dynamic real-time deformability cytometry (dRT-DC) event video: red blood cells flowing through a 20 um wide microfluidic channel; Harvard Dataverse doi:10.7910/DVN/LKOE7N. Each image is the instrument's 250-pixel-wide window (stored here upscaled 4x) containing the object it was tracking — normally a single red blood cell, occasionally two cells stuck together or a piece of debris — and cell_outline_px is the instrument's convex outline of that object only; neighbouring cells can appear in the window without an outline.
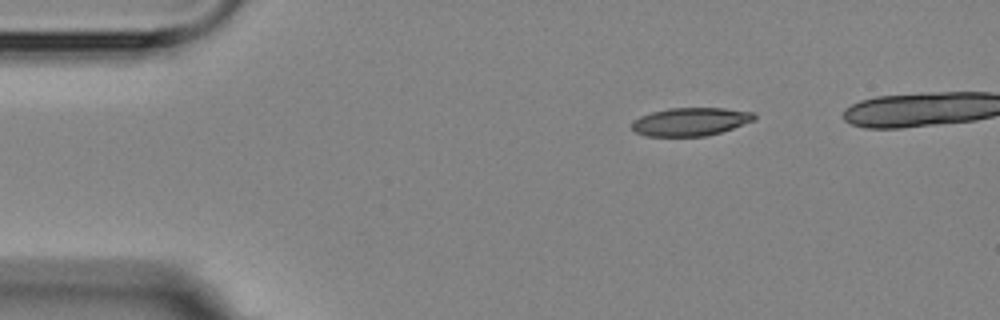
{"species": "Egyptian fruit bat (a non-hibernating species)", "species_latin": "Rousettus aegyptiacus", "temperature_condition": "room temperature", "stored_images_in_passage": 4, "camera_frame_rate_fps": 3000, "um_per_image_px": 0.085, "animal": {"sex": "female"}, "frame": {"image": 1, "passage_image": 1, "time_ms": 0.0, "image_size_px": [1000, 320], "cell_outline_px": [[756, 120], [708, 136], [644, 136], [636, 132], [632, 128], [632, 120], [640, 116], [652, 112], [668, 108], [724, 108], [756, 112]], "centroid_in_image_um": [58.71, 10.34], "position_along_channel_um": 26.3, "area_um2": 20.23}}